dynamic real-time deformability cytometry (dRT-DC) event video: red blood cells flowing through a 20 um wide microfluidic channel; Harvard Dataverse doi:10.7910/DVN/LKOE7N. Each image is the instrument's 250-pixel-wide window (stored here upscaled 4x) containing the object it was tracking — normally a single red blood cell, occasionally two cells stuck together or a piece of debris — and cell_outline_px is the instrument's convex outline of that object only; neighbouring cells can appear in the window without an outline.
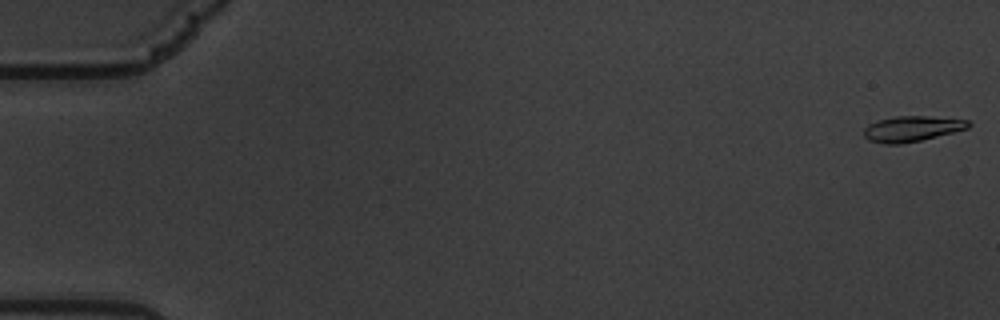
{"species": "common noctule bat (a hibernating species)", "species_latin": "Nyctalus noctula", "temperature_condition": "warm", "stored_images_in_passage": 60, "camera_frame_rate_fps": 3000, "um_per_image_px": 0.085, "animal": {"sex": "male", "body_mass_g": 19.5, "forearm_length_mm": 54.6}, "frame": {"image": 1, "passage_image": 1, "time_ms": 0.0, "image_size_px": [1000, 320], "cell_outline_px": [[972, 124], [968, 128], [920, 140], [900, 144], [884, 144], [868, 140], [864, 136], [864, 128], [868, 124], [880, 120], [896, 116], [928, 116], [968, 120]], "centroid_in_image_um": [77.49, 10.94], "position_along_channel_um": 7.5, "area_um2": 15.37}}
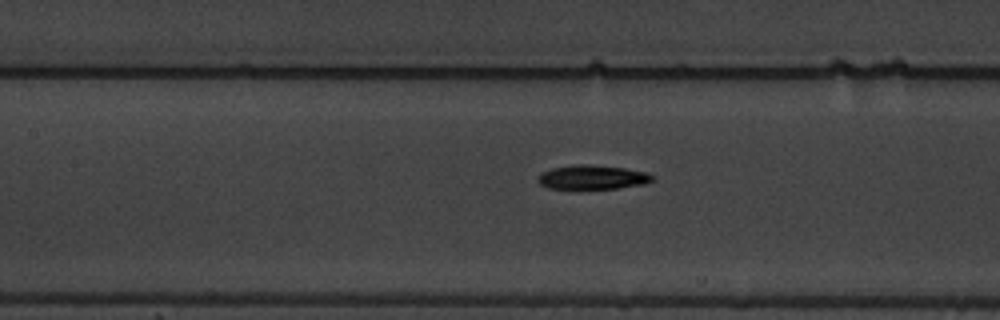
{"frame": {"image": 2, "passage_image": 28, "time_ms": 9.0, "image_size_px": [1000, 320], "cell_outline_px": [[652, 180], [644, 184], [616, 188], [548, 188], [540, 184], [536, 180], [536, 176], [540, 172], [552, 168], [572, 164], [588, 164], [624, 168], [644, 172], [652, 176]], "centroid_in_image_um": [50.25, 15.05], "position_along_channel_um": 157.1, "area_um2": 16.01}}
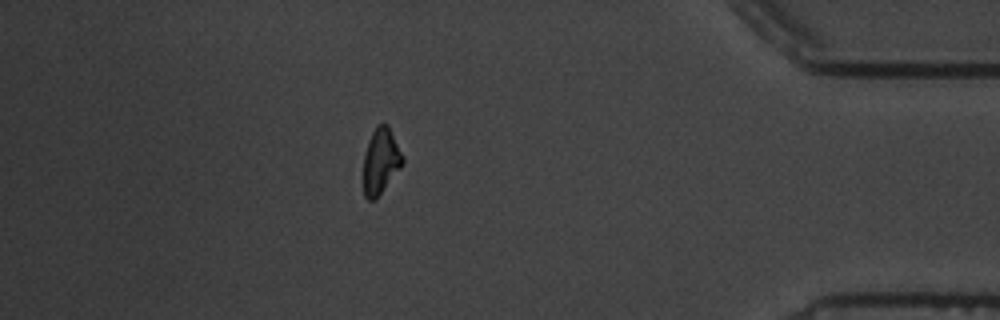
{"frame": {"image": 3, "passage_image": 53, "time_ms": 17.333, "image_size_px": [1000, 320], "cell_outline_px": [[404, 164], [376, 200], [368, 200], [364, 196], [360, 176], [364, 152], [368, 140], [376, 124], [388, 124], [404, 156]], "centroid_in_image_um": [32.32, 13.74], "position_along_channel_um": 402.9, "area_um2": 15.95}, "authors_computed_cell_mechanics": {"area_um2": 15.6927, "velocity_mm_per_s": 3.4154, "shape_relaxation_time_tau1_ms": 3.9525, "shape_relaxation_time_tau2_ms": 4.5444, "deformation_change_tau1": 0.1755, "deformation_change_tau2": 0.1218}}